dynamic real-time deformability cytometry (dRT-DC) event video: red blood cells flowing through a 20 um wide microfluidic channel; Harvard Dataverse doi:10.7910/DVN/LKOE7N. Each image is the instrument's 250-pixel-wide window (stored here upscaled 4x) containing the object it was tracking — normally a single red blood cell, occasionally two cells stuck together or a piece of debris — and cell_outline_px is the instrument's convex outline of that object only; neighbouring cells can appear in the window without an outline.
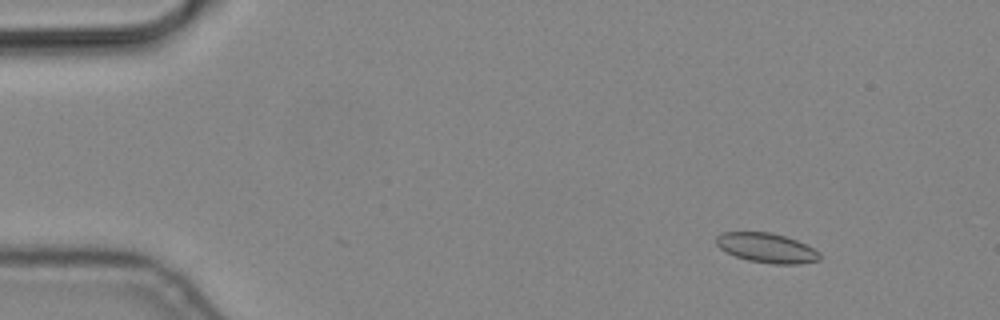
{"species": "common noctule bat (a hibernating species)", "species_latin": "Nyctalus noctula", "temperature_condition": "cold", "stored_images_in_passage": 9, "camera_frame_rate_fps": 3000, "um_per_image_px": 0.085, "animal": {"sex": "male", "body_mass_g": 19.2, "forearm_length_mm": 51.8}, "frame": {"image": 1, "passage_image": 2, "time_ms": 0.333, "image_size_px": [1000, 320], "cell_outline_px": [[820, 260], [800, 264], [772, 264], [748, 260], [736, 256], [720, 248], [716, 244], [716, 236], [724, 232], [772, 232], [796, 240], [820, 252]], "centroid_in_image_um": [65.18, 21.07], "position_along_channel_um": 19.8, "area_um2": 17.74}}
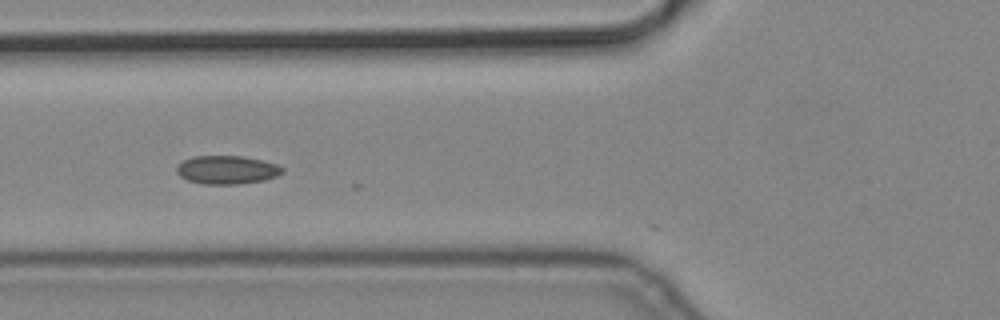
{"frame": {"image": 2, "passage_image": 6, "time_ms": 1.667, "image_size_px": [1000, 320], "cell_outline_px": [[284, 172], [276, 176], [264, 180], [240, 184], [204, 184], [188, 180], [180, 176], [176, 172], [176, 168], [184, 160], [192, 156], [244, 156], [264, 160], [276, 164], [284, 168]], "centroid_in_image_um": [19.31, 14.43], "position_along_channel_um": 106.5, "area_um2": 17.57}}
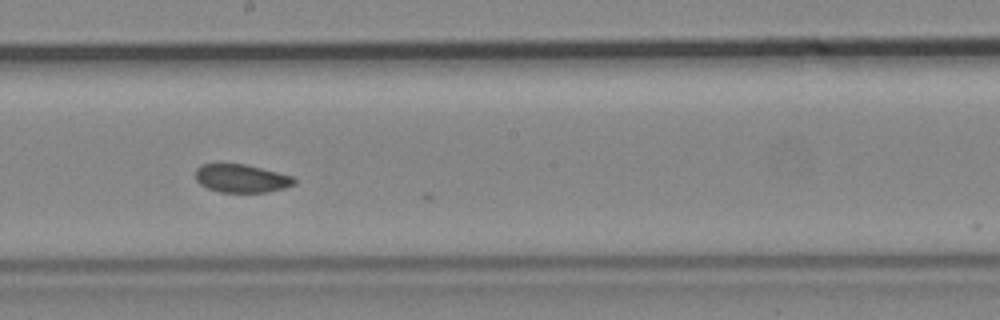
{"frame": {"image": 3, "passage_image": 9, "time_ms": 2.667, "image_size_px": [1000, 320], "cell_outline_px": [[296, 184], [284, 188], [268, 192], [220, 192], [208, 188], [200, 184], [196, 180], [196, 168], [200, 164], [244, 164], [292, 176], [296, 180]], "centroid_in_image_um": [20.51, 15.17], "position_along_channel_um": 227.7, "area_um2": 16.13}}